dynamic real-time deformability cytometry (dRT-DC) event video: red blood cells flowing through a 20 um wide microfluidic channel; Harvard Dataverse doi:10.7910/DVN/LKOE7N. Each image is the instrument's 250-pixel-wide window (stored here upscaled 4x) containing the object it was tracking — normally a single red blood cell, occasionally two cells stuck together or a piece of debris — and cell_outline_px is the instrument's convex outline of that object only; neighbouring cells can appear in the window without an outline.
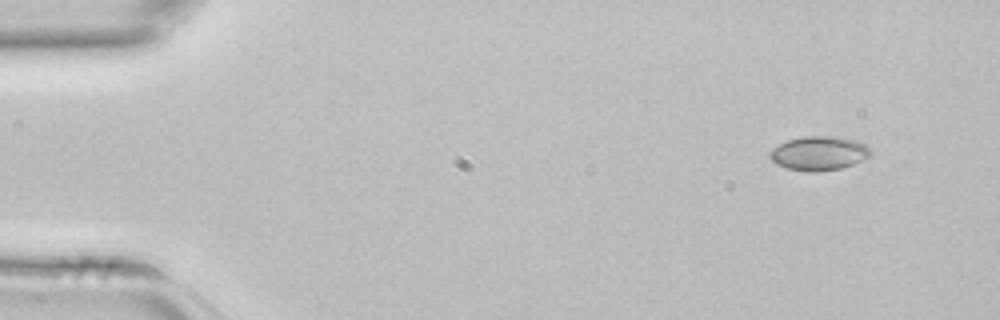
{"species": "common noctule bat (a hibernating species)", "species_latin": "Nyctalus noctula", "temperature_condition": "room temperature", "stored_images_in_passage": 4, "camera_frame_rate_fps": 3000, "um_per_image_px": 0.085, "animal": {"sex": "female", "body_mass_g": 22.7, "forearm_length_mm": 54.2}, "frame": {"image": 1, "passage_image": 1, "time_ms": 0.0, "image_size_px": [1000, 320], "cell_outline_px": [[872, 152], [868, 156], [852, 164], [840, 168], [812, 172], [808, 172], [788, 168], [776, 164], [768, 156], [768, 152], [772, 148], [788, 140], [804, 136], [832, 136], [856, 140], [864, 144]], "centroid_in_image_um": [69.56, 13.02], "position_along_channel_um": 15.4, "area_um2": 19.77}}
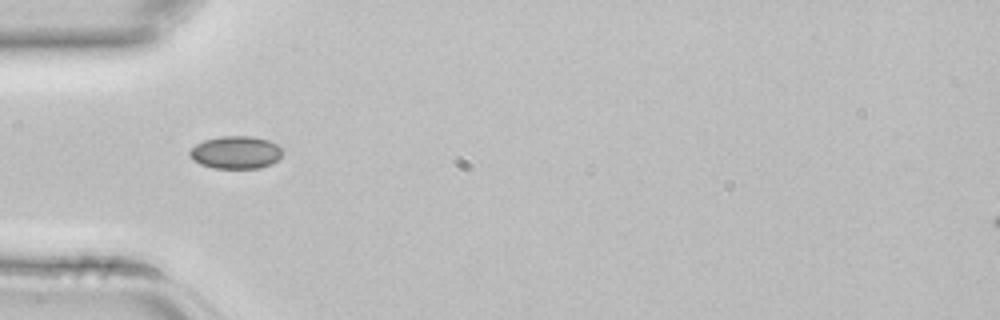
{"frame": {"image": 2, "passage_image": 4, "time_ms": 1.0, "image_size_px": [1000, 320], "cell_outline_px": [[284, 152], [272, 164], [260, 168], [212, 168], [200, 164], [192, 160], [188, 156], [188, 152], [196, 144], [204, 140], [220, 136], [252, 136], [268, 140], [276, 144]], "centroid_in_image_um": [20.01, 12.96], "position_along_channel_um": 65.0, "area_um2": 17.8}}